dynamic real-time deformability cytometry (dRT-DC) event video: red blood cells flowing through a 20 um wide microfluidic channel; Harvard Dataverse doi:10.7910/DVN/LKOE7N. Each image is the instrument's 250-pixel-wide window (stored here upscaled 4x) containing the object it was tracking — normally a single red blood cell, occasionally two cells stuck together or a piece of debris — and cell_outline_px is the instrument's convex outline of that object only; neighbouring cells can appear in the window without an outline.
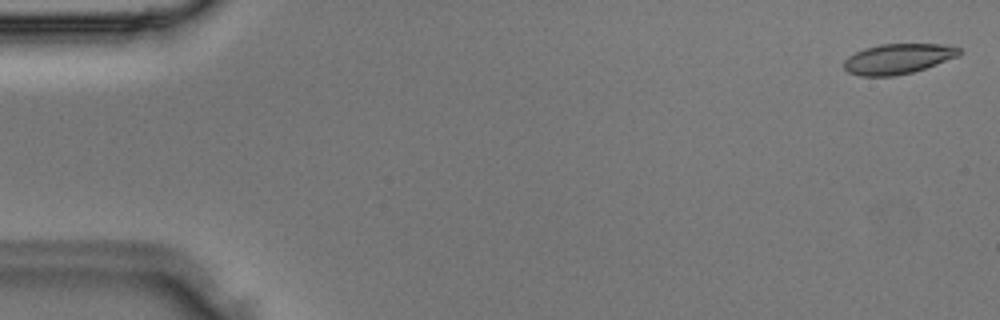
{"species": "Egyptian fruit bat (a non-hibernating species)", "species_latin": "Rousettus aegyptiacus", "temperature_condition": "room temperature", "stored_images_in_passage": 4, "camera_frame_rate_fps": 3000, "um_per_image_px": 0.085, "animal": {"sex": "male"}, "frame": {"image": 1, "passage_image": 1, "time_ms": 0.0, "image_size_px": [1000, 320], "cell_outline_px": [[960, 56], [912, 72], [896, 76], [860, 76], [848, 72], [844, 68], [844, 60], [848, 56], [864, 48], [880, 44], [944, 44], [960, 48]], "centroid_in_image_um": [76.32, 5.0], "position_along_channel_um": 8.7, "area_um2": 20.29}}